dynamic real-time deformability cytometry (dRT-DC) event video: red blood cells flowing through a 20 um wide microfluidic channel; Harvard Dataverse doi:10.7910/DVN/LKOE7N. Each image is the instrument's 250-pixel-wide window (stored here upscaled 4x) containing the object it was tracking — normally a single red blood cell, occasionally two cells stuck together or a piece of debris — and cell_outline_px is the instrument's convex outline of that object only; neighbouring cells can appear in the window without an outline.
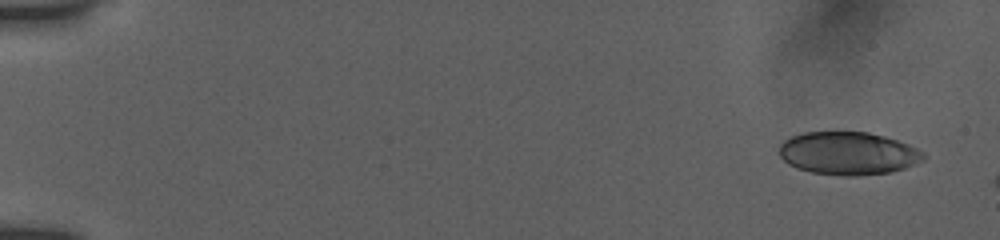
{"species": "human", "species_latin": "Homo sapiens", "temperature_condition": "room temperature", "stored_images_in_passage": 7, "camera_frame_rate_fps": 3000, "um_per_image_px": 0.085, "donor": {"sex": "female"}, "frame": {"image": 1, "passage_image": 2, "time_ms": 0.667, "image_size_px": [1000, 240], "cell_outline_px": [[924, 160], [904, 168], [888, 172], [856, 176], [844, 176], [812, 172], [796, 168], [788, 164], [780, 156], [780, 144], [784, 140], [792, 136], [804, 132], [868, 132], [884, 136], [908, 144], [924, 152]], "centroid_in_image_um": [72.08, 13.03], "position_along_channel_um": 12.9, "area_um2": 35.95}}